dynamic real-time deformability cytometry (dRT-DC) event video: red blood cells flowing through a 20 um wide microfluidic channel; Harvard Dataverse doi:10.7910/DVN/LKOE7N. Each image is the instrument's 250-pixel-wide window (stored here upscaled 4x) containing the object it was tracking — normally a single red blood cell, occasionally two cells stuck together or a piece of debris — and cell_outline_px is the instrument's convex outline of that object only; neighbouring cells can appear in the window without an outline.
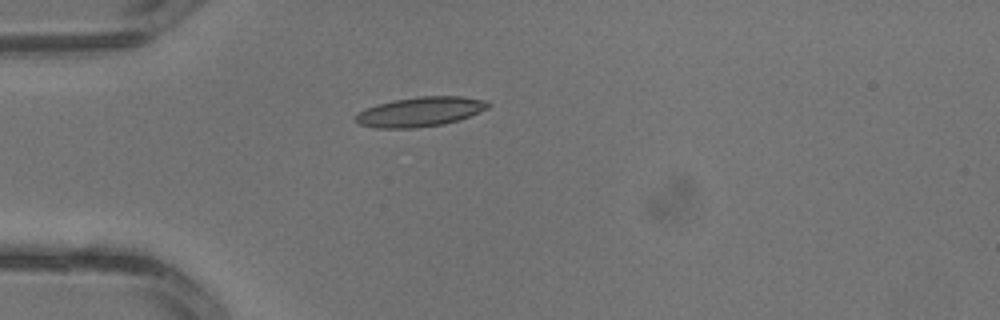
{"species": "common noctule bat (a hibernating species)", "species_latin": "Nyctalus noctula", "temperature_condition": "warm", "stored_images_in_passage": 3, "camera_frame_rate_fps": 3000, "um_per_image_px": 0.085, "animal": {"sex": "male", "body_mass_g": 13.3}, "frame": {"image": 1, "passage_image": 3, "time_ms": 0.667, "image_size_px": [1000, 320], "cell_outline_px": [[492, 104], [488, 108], [460, 120], [444, 124], [416, 128], [376, 128], [360, 124], [356, 120], [356, 116], [364, 108], [376, 104], [392, 100], [420, 96], [460, 96], [488, 100]], "centroid_in_image_um": [35.75, 9.49], "position_along_channel_um": 49.2, "area_um2": 23.0}}